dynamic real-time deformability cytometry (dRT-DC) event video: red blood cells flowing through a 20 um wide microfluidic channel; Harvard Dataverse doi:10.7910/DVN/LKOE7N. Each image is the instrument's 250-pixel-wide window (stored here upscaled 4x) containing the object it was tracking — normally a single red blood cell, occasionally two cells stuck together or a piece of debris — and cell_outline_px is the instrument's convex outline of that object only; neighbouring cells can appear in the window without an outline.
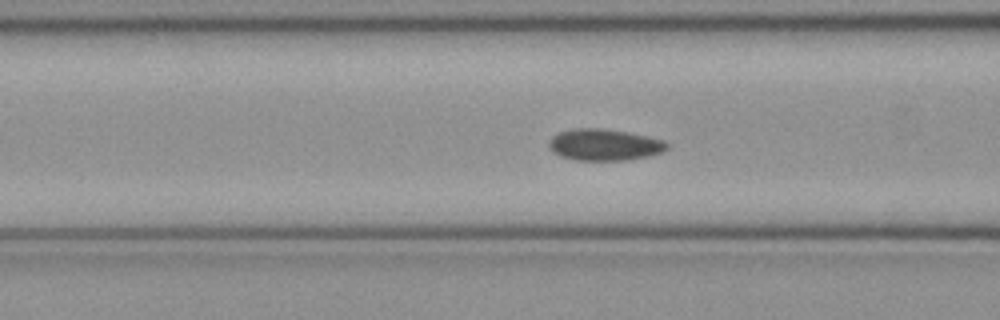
{"species": "common noctule bat (a hibernating species)", "species_latin": "Nyctalus noctula", "temperature_condition": "cold", "stored_images_in_passage": 50, "camera_frame_rate_fps": 3000, "um_per_image_px": 0.085, "animal": {"sex": "female", "body_mass_g": 21.9}, "frame": {"image": 1, "passage_image": 19, "time_ms": 6.0, "image_size_px": [1000, 320], "cell_outline_px": [[668, 148], [660, 152], [648, 156], [628, 160], [576, 160], [560, 156], [552, 152], [548, 144], [548, 140], [552, 136], [560, 132], [572, 128], [604, 128], [628, 132], [648, 136], [664, 140], [668, 144]], "centroid_in_image_um": [51.34, 12.3], "position_along_channel_um": 115.3, "area_um2": 21.85}}
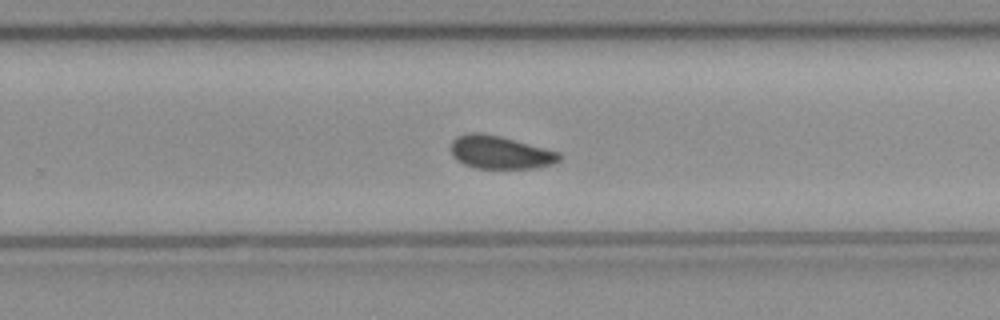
{"frame": {"image": 2, "passage_image": 32, "time_ms": 10.333, "image_size_px": [1000, 320], "cell_outline_px": [[560, 160], [552, 164], [536, 168], [476, 168], [464, 164], [456, 160], [452, 156], [448, 148], [452, 140], [456, 136], [468, 132], [480, 132], [500, 136], [560, 152]], "centroid_in_image_um": [42.44, 12.94], "position_along_channel_um": 287.4, "area_um2": 21.1}}
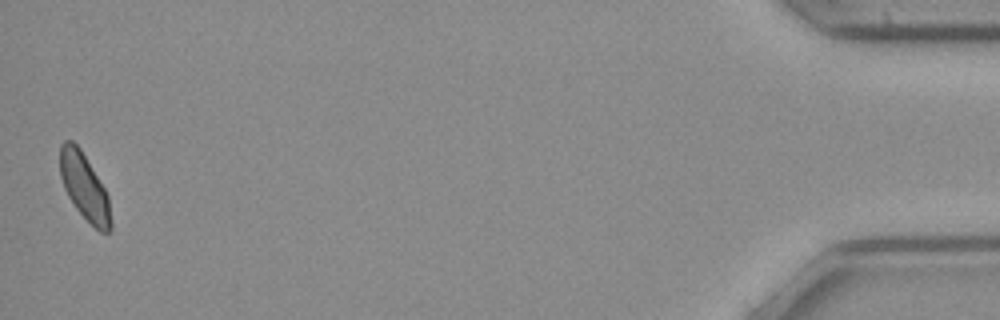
{"frame": {"image": 3, "passage_image": 50, "time_ms": 16.333, "image_size_px": [1000, 320], "cell_outline_px": [[112, 232], [100, 232], [76, 208], [68, 196], [64, 188], [60, 176], [60, 144], [64, 140], [72, 140], [80, 148], [104, 188], [108, 196], [112, 220]], "centroid_in_image_um": [7.18, 15.88], "position_along_channel_um": 428.0, "area_um2": 19.54}, "authors_computed_cell_mechanics": {"area_um2": 21.2704, "velocity_mm_per_s": 3.9677, "shape_relaxation_time_tau1_ms": null, "shape_relaxation_time_tau2_ms": 2.9045, "deformation_change_tau1": null, "deformation_change_tau2": 0.0596}}